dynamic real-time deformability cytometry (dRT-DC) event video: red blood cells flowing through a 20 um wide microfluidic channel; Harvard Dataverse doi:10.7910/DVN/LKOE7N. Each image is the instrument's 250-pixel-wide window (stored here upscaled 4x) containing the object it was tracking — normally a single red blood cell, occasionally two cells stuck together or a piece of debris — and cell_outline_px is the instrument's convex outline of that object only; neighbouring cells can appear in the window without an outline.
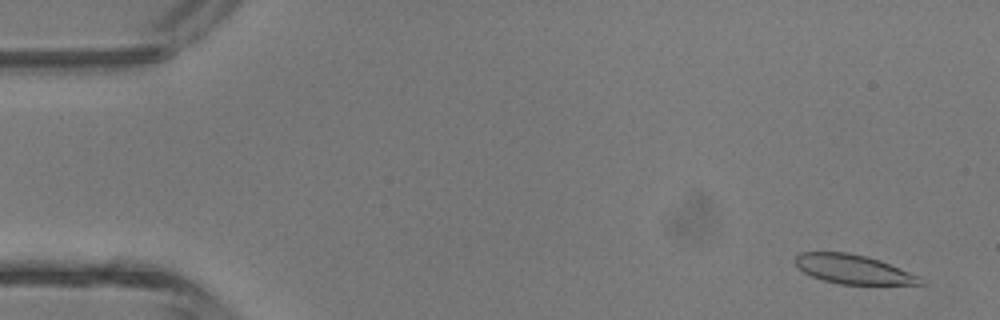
{"species": "common noctule bat (a hibernating species)", "species_latin": "Nyctalus noctula", "temperature_condition": "room temperature", "stored_images_in_passage": 4, "camera_frame_rate_fps": 3000, "um_per_image_px": 0.085, "animal": {"sex": "male", "body_mass_g": 13.3}, "frame": {"image": 1, "passage_image": 1, "time_ms": 0.0, "image_size_px": [1000, 320], "cell_outline_px": [[928, 280], [924, 284], [840, 284], [824, 280], [812, 276], [804, 272], [796, 264], [796, 256], [800, 252], [848, 252], [880, 260], [920, 276]], "centroid_in_image_um": [72.58, 22.89], "position_along_channel_um": 12.4, "area_um2": 21.1}}
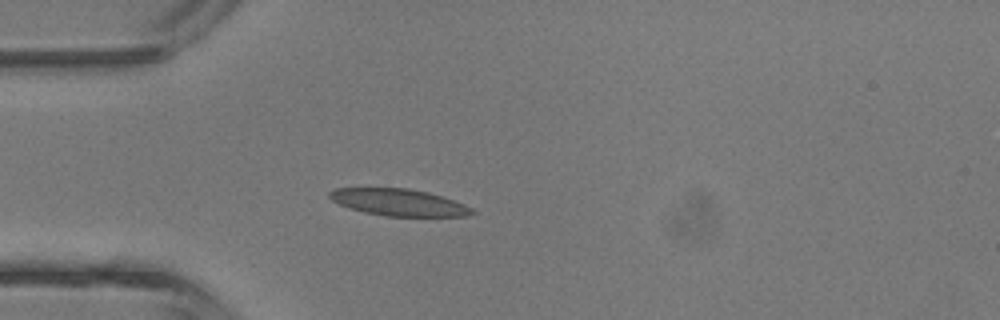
{"frame": {"image": 2, "passage_image": 4, "time_ms": 3.333, "image_size_px": [1000, 320], "cell_outline_px": [[476, 212], [464, 216], [384, 216], [364, 212], [348, 208], [332, 200], [328, 196], [328, 192], [336, 188], [408, 188], [428, 192], [464, 204], [472, 208]], "centroid_in_image_um": [33.86, 17.2], "position_along_channel_um": 51.1, "area_um2": 22.2}}